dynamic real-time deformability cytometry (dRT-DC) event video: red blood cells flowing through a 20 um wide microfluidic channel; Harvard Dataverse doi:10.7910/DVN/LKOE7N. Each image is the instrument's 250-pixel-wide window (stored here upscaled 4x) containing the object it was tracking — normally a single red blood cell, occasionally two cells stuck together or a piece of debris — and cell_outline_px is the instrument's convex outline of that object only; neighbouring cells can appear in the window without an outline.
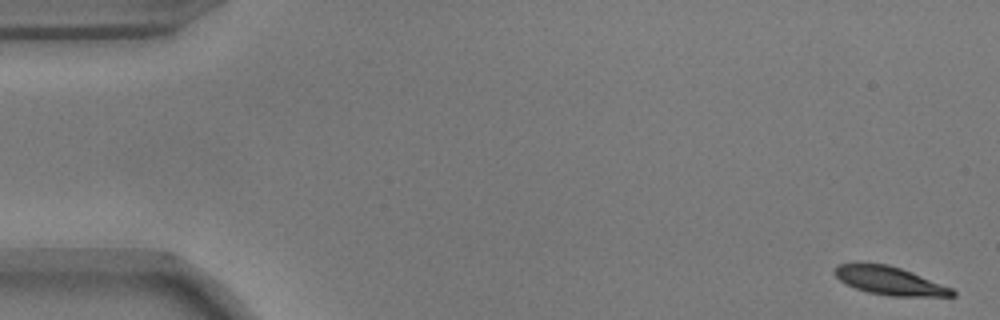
{"species": "common noctule bat (a hibernating species)", "species_latin": "Nyctalus noctula", "temperature_condition": "warm", "stored_images_in_passage": 54, "camera_frame_rate_fps": 3000, "um_per_image_px": 0.085, "animal": {"sex": "male", "body_mass_g": 17.9}, "frame": {"image": 1, "passage_image": 1, "time_ms": 0.0, "image_size_px": [1000, 320], "cell_outline_px": [[956, 296], [892, 296], [868, 292], [856, 288], [840, 280], [836, 276], [836, 264], [856, 260], [888, 264], [900, 268], [952, 288], [956, 292]], "centroid_in_image_um": [75.56, 23.82], "position_along_channel_um": 9.4, "area_um2": 19.54}}
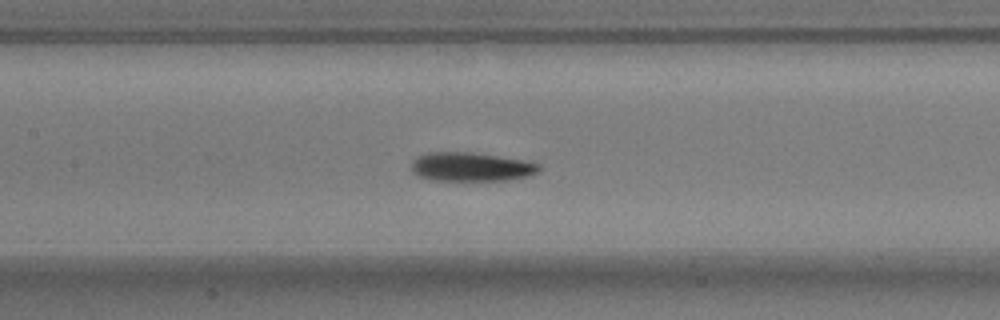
{"frame": {"image": 2, "passage_image": 25, "time_ms": 8.0, "image_size_px": [1000, 320], "cell_outline_px": [[540, 168], [536, 172], [528, 176], [508, 180], [432, 180], [416, 176], [412, 172], [412, 164], [416, 156], [428, 152], [472, 152], [524, 160], [540, 164]], "centroid_in_image_um": [40.01, 14.18], "position_along_channel_um": 167.4, "area_um2": 21.5}}
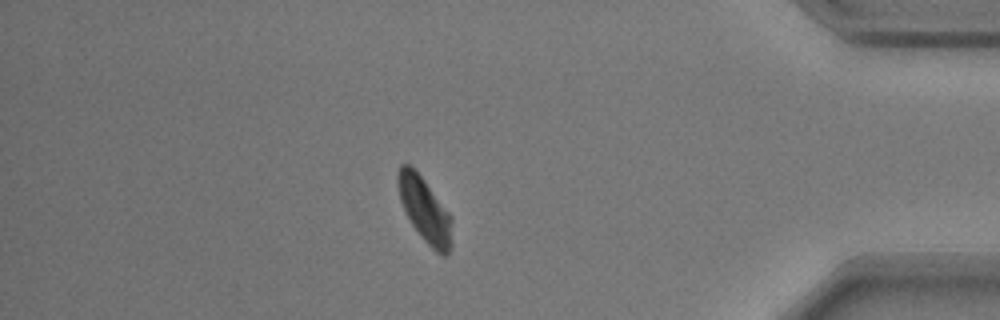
{"frame": {"image": 3, "passage_image": 47, "time_ms": 15.333, "image_size_px": [1000, 320], "cell_outline_px": [[452, 248], [448, 256], [444, 256], [436, 252], [420, 236], [412, 224], [400, 200], [396, 184], [396, 176], [400, 164], [408, 164], [424, 180], [452, 216]], "centroid_in_image_um": [36.12, 17.87], "position_along_channel_um": 399.1, "area_um2": 20.46}, "authors_computed_cell_mechanics": {"area_um2": 20.6057, "velocity_mm_per_s": 3.6688, "shape_relaxation_time_tau1_ms": 3.4489, "shape_relaxation_time_tau2_ms": null, "deformation_change_tau1": 0.1208, "deformation_change_tau2": null}}